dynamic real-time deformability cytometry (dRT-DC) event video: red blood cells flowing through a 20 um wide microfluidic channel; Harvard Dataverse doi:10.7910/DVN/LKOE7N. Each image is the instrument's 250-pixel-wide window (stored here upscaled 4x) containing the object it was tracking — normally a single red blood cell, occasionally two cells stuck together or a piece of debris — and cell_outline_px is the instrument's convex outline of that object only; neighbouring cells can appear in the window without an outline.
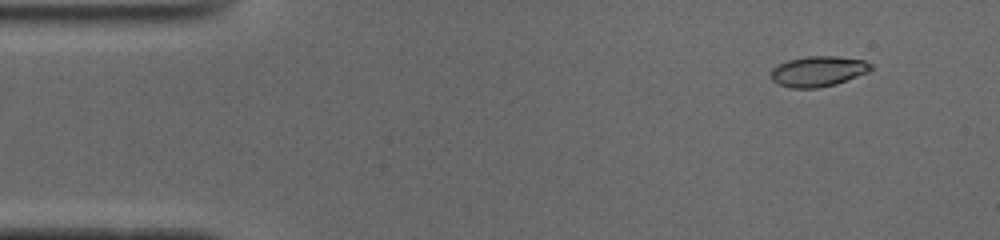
{"species": "common noctule bat (a hibernating species)", "species_latin": "Nyctalus noctula", "temperature_condition": "cold", "stored_images_in_passage": 15, "camera_frame_rate_fps": 3000, "um_per_image_px": 0.085, "animal": {"sex": "male", "body_mass_g": 19.0, "forearm_length_mm": 50.8}, "frame": {"image": 1, "passage_image": 5, "time_ms": 1.333, "image_size_px": [1000, 240], "cell_outline_px": [[872, 68], [868, 72], [836, 84], [816, 88], [792, 88], [776, 84], [768, 76], [772, 68], [788, 60], [808, 56], [836, 56], [864, 60], [872, 64]], "centroid_in_image_um": [69.51, 6.06], "position_along_channel_um": 15.5, "area_um2": 17.8}}